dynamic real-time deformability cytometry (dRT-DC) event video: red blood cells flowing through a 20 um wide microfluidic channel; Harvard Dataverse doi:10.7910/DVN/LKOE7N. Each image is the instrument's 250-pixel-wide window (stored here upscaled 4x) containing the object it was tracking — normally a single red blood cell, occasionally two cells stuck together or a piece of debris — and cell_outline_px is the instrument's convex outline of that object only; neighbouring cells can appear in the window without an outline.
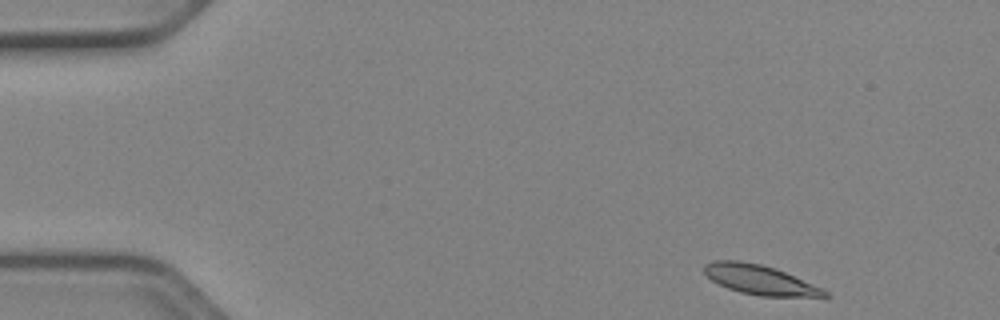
{"species": "Egyptian fruit bat (a non-hibernating species)", "species_latin": "Rousettus aegyptiacus", "temperature_condition": "cold", "stored_images_in_passage": 47, "camera_frame_rate_fps": 3000, "um_per_image_px": 0.085, "animal": {"sex": "female"}, "frame": {"image": 1, "passage_image": 1, "time_ms": 0.0, "image_size_px": [1000, 320], "cell_outline_px": [[832, 296], [760, 296], [740, 292], [728, 288], [712, 280], [704, 272], [704, 264], [712, 260], [740, 260], [760, 264], [776, 268], [820, 288], [828, 292]], "centroid_in_image_um": [64.53, 23.76], "position_along_channel_um": 20.5, "area_um2": 20.4}}
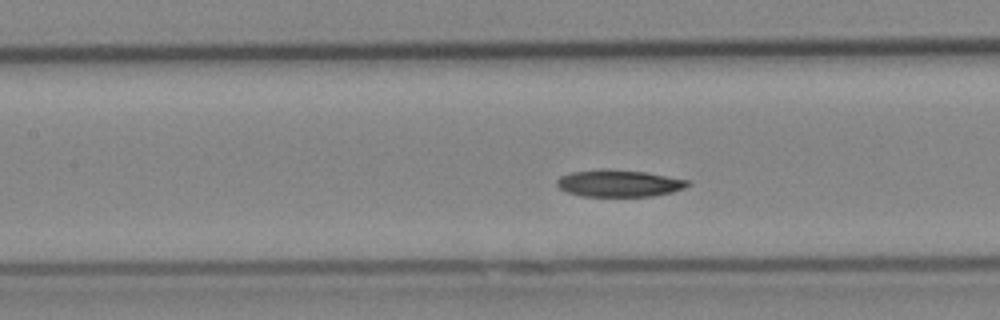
{"frame": {"image": 2, "passage_image": 19, "time_ms": 6.0, "image_size_px": [1000, 320], "cell_outline_px": [[692, 184], [684, 188], [672, 192], [652, 196], [580, 196], [568, 192], [560, 188], [556, 184], [556, 180], [560, 176], [572, 172], [600, 168], [608, 168], [648, 172], [688, 180]], "centroid_in_image_um": [52.62, 15.56], "position_along_channel_um": 154.8, "area_um2": 20.81}}
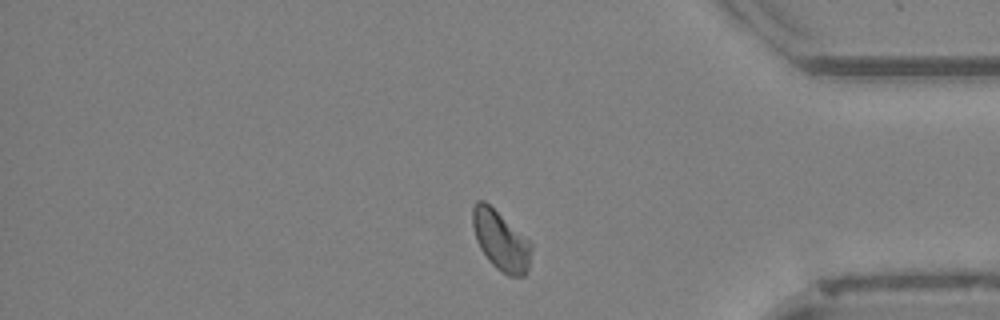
{"frame": {"image": 3, "passage_image": 39, "time_ms": 12.667, "image_size_px": [1000, 320], "cell_outline_px": [[532, 248], [528, 268], [524, 276], [508, 276], [496, 268], [488, 260], [480, 248], [476, 240], [472, 228], [472, 208], [476, 200], [484, 200], [528, 240], [532, 244]], "centroid_in_image_um": [42.53, 20.46], "position_along_channel_um": 392.7, "area_um2": 20.17}, "authors_computed_cell_mechanics": {"area_um2": 20.5768, "velocity_mm_per_s": 3.8846, "shape_relaxation_time_tau1_ms": 7.4247, "shape_relaxation_time_tau2_ms": null, "deformation_change_tau1": 0.1267, "deformation_change_tau2": null}}